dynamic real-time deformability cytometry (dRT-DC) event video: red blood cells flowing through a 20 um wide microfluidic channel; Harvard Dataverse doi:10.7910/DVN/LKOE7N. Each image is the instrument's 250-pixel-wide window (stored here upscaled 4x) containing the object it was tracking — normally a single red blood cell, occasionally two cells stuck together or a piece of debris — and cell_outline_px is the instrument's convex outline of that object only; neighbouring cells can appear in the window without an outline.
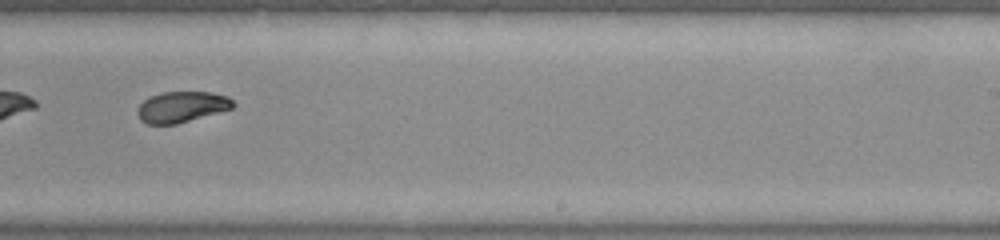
{"species": "common noctule bat (a hibernating species)", "species_latin": "Nyctalus noctula", "temperature_condition": "warm", "stored_images_in_passage": 36, "camera_frame_rate_fps": 3000, "um_per_image_px": 0.085, "animal": {"sex": "female", "body_mass_g": 22.0, "forearm_length_mm": 56.7}, "frame": {"image": 1, "passage_image": 16, "time_ms": 5.0, "image_size_px": [1000, 240], "cell_outline_px": [[236, 104], [232, 108], [176, 124], [148, 124], [140, 120], [136, 112], [136, 108], [144, 100], [152, 96], [164, 92], [212, 92], [228, 96]], "centroid_in_image_um": [15.43, 9.08], "position_along_channel_um": 273.6, "area_um2": 17.11}}